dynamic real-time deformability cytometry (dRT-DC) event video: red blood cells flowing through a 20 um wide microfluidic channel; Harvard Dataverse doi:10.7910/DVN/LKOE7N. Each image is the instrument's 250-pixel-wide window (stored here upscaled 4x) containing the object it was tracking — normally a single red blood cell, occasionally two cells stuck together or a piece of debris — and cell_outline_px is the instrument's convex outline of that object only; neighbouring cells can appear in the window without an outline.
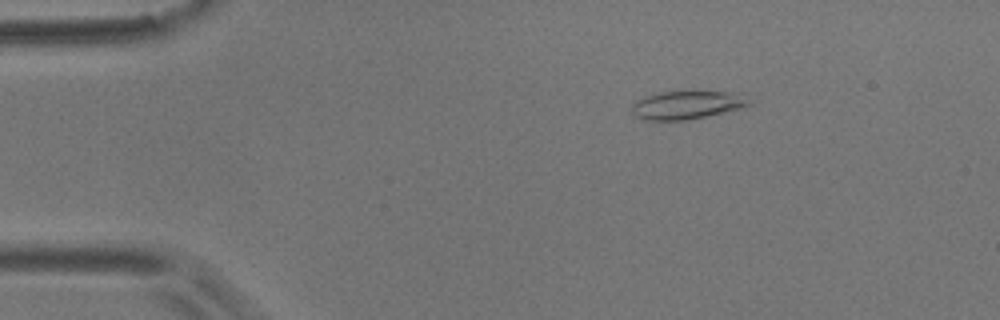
{"species": "common noctule bat (a hibernating species)", "species_latin": "Nyctalus noctula", "temperature_condition": "room temperature", "stored_images_in_passage": 4, "camera_frame_rate_fps": 3000, "um_per_image_px": 0.085, "animal": {"sex": "male", "body_mass_g": 17.9}, "frame": {"image": 1, "passage_image": 2, "time_ms": 0.333, "image_size_px": [1000, 320], "cell_outline_px": [[752, 104], [740, 108], [688, 120], [644, 120], [636, 116], [632, 112], [632, 104], [636, 100], [660, 92], [744, 92]], "centroid_in_image_um": [58.43, 8.92], "position_along_channel_um": 26.6, "area_um2": 19.19}}